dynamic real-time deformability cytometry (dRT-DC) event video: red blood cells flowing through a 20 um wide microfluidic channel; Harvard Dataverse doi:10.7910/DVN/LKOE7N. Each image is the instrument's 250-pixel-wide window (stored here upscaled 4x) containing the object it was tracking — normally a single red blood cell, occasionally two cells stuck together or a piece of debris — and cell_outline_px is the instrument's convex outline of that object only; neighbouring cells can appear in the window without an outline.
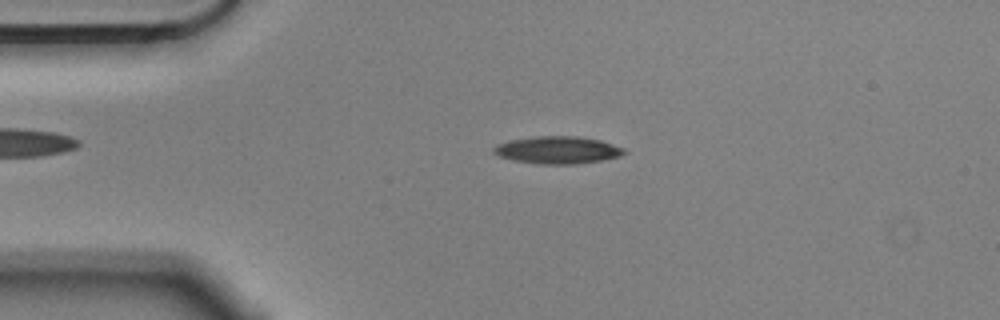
{"species": "Egyptian fruit bat (a non-hibernating species)", "species_latin": "Rousettus aegyptiacus", "temperature_condition": "cold", "stored_images_in_passage": 55, "camera_frame_rate_fps": 3000, "um_per_image_px": 0.085, "animal": {"sex": "male"}, "frame": {"image": 1, "passage_image": 11, "time_ms": 3.333, "image_size_px": [1000, 320], "cell_outline_px": [[628, 152], [620, 156], [604, 160], [576, 164], [536, 164], [512, 160], [500, 156], [492, 152], [492, 148], [496, 144], [508, 140], [536, 136], [576, 136], [600, 140], [624, 148]], "centroid_in_image_um": [47.38, 12.75], "position_along_channel_um": 37.6, "area_um2": 21.04}}
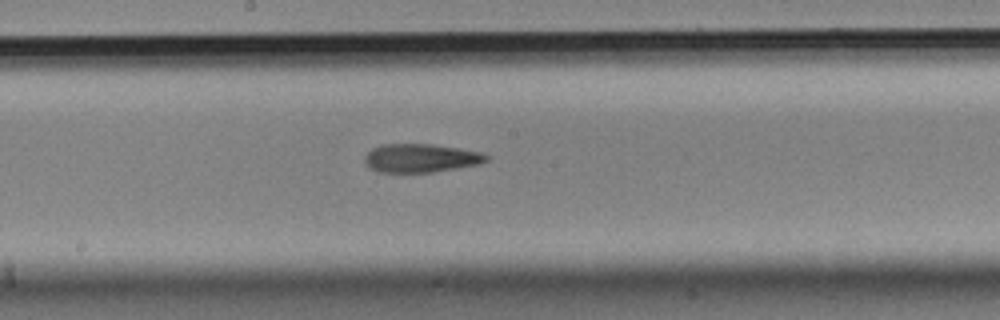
{"frame": {"image": 2, "passage_image": 28, "time_ms": 9.0, "image_size_px": [1000, 320], "cell_outline_px": [[488, 160], [480, 164], [432, 172], [380, 172], [368, 168], [364, 164], [364, 156], [372, 148], [380, 144], [432, 144], [484, 152], [488, 156]], "centroid_in_image_um": [35.74, 13.43], "position_along_channel_um": 212.5, "area_um2": 20.4}}
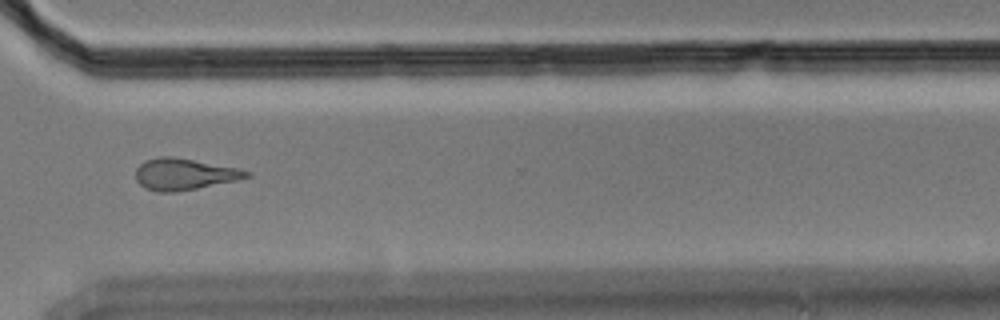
{"frame": {"image": 3, "passage_image": 40, "time_ms": 13.0, "image_size_px": [1000, 320], "cell_outline_px": [[252, 176], [240, 180], [176, 192], [160, 192], [144, 188], [136, 180], [136, 168], [144, 160], [160, 156], [172, 156], [240, 168], [252, 172]], "centroid_in_image_um": [15.7, 14.8], "position_along_channel_um": 354.9, "area_um2": 20.63}, "authors_computed_cell_mechanics": {"area_um2": 20.4612, "velocity_mm_per_s": 3.5735, "shape_relaxation_time_tau1_ms": 6.9517, "shape_relaxation_time_tau2_ms": 2.6808, "deformation_change_tau1": 0.1883, "deformation_change_tau2": 0.1184}}